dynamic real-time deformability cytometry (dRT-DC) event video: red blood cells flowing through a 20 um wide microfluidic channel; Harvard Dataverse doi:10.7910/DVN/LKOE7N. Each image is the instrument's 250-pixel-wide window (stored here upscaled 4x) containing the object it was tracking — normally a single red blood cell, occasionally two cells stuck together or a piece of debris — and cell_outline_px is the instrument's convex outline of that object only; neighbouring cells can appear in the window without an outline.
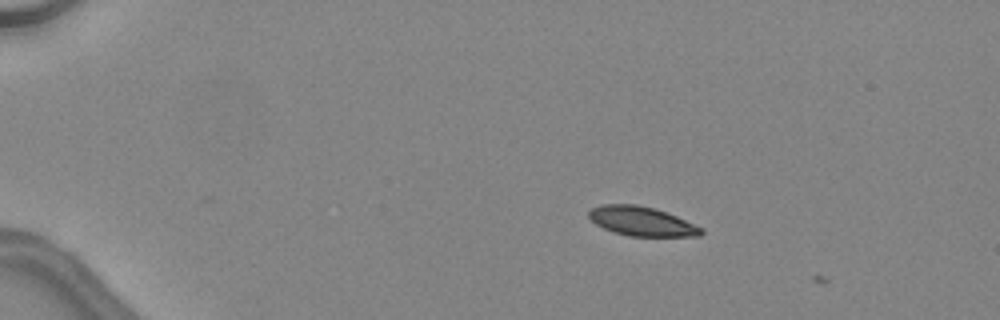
{"species": "common noctule bat (a hibernating species)", "species_latin": "Nyctalus noctula", "temperature_condition": "warm", "stored_images_in_passage": 3, "camera_frame_rate_fps": 3000, "um_per_image_px": 0.085, "animal": {"sex": "female", "body_mass_g": 24.6, "forearm_length_mm": 56.2}, "frame": {"image": 1, "passage_image": 1, "time_ms": 0.0, "image_size_px": [1000, 320], "cell_outline_px": [[704, 232], [700, 236], [628, 236], [612, 232], [596, 224], [588, 216], [588, 212], [592, 208], [604, 204], [636, 204], [656, 208], [676, 216], [704, 228]], "centroid_in_image_um": [54.56, 18.81], "position_along_channel_um": 30.4, "area_um2": 19.25}}